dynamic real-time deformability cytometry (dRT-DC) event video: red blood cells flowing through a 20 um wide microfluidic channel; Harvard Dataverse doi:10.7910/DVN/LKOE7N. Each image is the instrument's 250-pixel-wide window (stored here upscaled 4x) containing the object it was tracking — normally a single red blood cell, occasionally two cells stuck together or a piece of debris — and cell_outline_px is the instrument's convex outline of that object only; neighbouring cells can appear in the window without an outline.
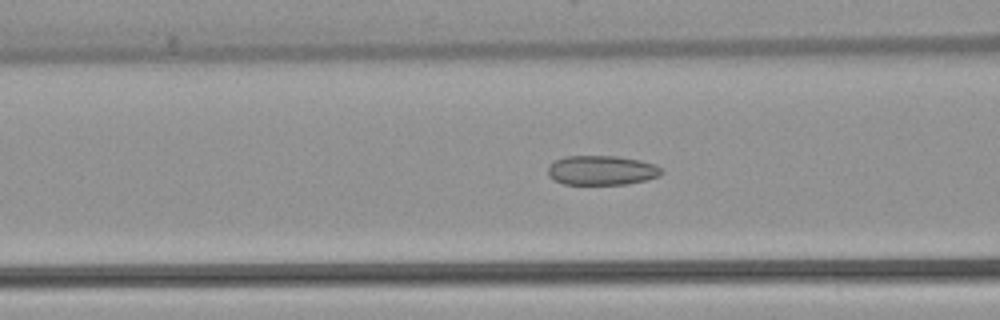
{"species": "common noctule bat (a hibernating species)", "species_latin": "Nyctalus noctula", "temperature_condition": "warm", "stored_images_in_passage": 53, "camera_frame_rate_fps": 3000, "um_per_image_px": 0.085, "animal": {"sex": "female", "body_mass_g": 22.7, "forearm_length_mm": 54.2}, "frame": {"image": 1, "passage_image": 21, "time_ms": 6.667, "image_size_px": [1000, 320], "cell_outline_px": [[664, 172], [660, 176], [628, 184], [564, 184], [552, 180], [548, 176], [548, 164], [564, 156], [616, 156], [640, 160], [656, 164]], "centroid_in_image_um": [51.12, 14.47], "position_along_channel_um": 115.5, "area_um2": 19.71}}
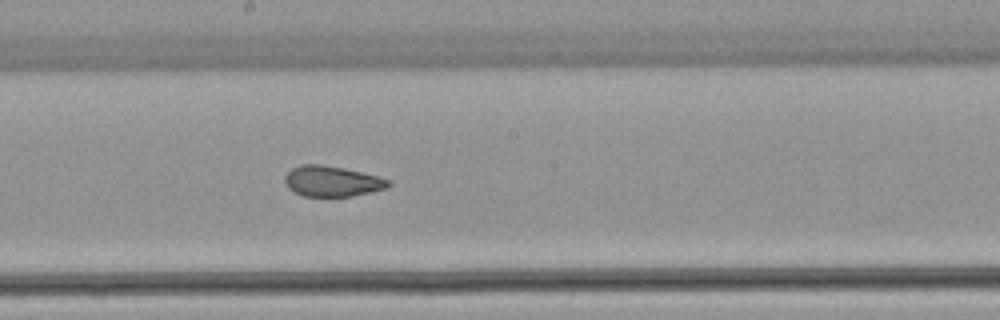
{"frame": {"image": 2, "passage_image": 29, "time_ms": 9.333, "image_size_px": [1000, 320], "cell_outline_px": [[392, 184], [388, 188], [352, 196], [304, 196], [292, 192], [288, 188], [284, 180], [284, 176], [292, 168], [300, 164], [320, 164], [344, 168], [364, 172], [380, 176], [388, 180]], "centroid_in_image_um": [28.22, 15.4], "position_along_channel_um": 220.0, "area_um2": 18.67}}
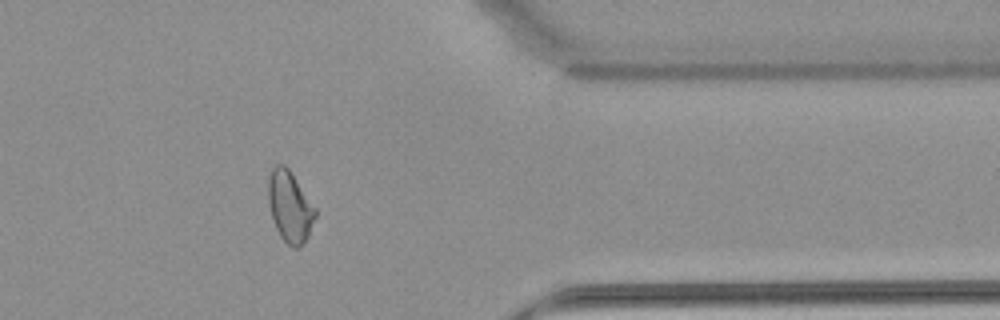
{"frame": {"image": 3, "passage_image": 43, "time_ms": 14.0, "image_size_px": [1000, 320], "cell_outline_px": [[316, 216], [308, 236], [304, 244], [300, 248], [292, 248], [280, 236], [276, 228], [268, 204], [268, 176], [272, 168], [276, 164], [284, 164], [288, 168], [316, 208]], "centroid_in_image_um": [24.64, 17.57], "position_along_channel_um": 386.8, "area_um2": 19.54}, "authors_computed_cell_mechanics": {"area_um2": 20.7502, "velocity_mm_per_s": 3.9171, "shape_relaxation_time_tau1_ms": null, "shape_relaxation_time_tau2_ms": 1.5542, "deformation_change_tau1": null, "deformation_change_tau2": 0.0749}}